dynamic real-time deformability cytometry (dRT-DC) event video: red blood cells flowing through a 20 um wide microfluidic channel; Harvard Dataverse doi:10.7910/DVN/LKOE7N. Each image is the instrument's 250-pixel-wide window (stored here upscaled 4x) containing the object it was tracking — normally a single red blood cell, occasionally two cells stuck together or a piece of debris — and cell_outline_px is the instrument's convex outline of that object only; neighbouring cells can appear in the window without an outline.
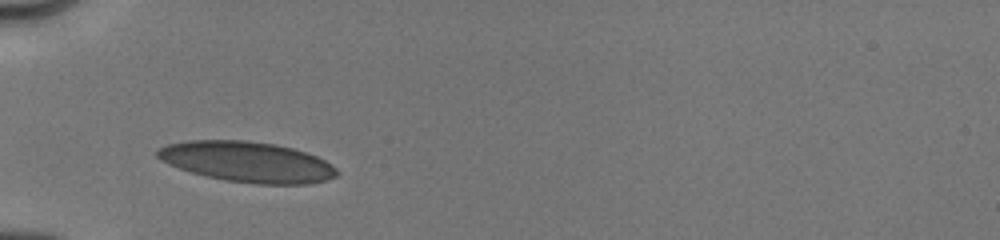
{"species": "human", "species_latin": "Homo sapiens", "temperature_condition": "cold", "stored_images_in_passage": 2, "camera_frame_rate_fps": 3000, "um_per_image_px": 0.085, "donor": {"sex": "male"}, "frame": {"image": 1, "passage_image": 1, "time_ms": 0.0, "image_size_px": [1000, 240], "cell_outline_px": [[340, 172], [336, 176], [328, 180], [308, 184], [256, 184], [224, 180], [204, 176], [168, 164], [160, 160], [156, 156], [156, 148], [168, 144], [188, 140], [244, 140], [276, 144], [308, 152], [332, 164]], "centroid_in_image_um": [21.02, 13.76], "position_along_channel_um": 64.0, "area_um2": 42.71}}